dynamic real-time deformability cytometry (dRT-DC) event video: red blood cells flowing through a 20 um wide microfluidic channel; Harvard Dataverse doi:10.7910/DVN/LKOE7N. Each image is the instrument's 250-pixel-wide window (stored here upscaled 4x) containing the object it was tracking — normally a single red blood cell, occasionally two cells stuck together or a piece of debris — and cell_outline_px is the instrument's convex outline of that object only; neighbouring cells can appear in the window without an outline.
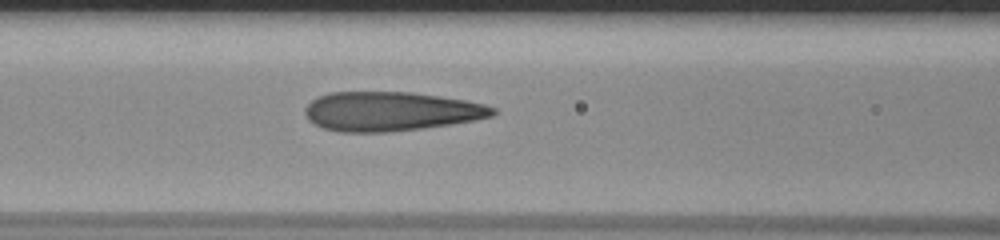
{"species": "human", "species_latin": "Homo sapiens", "temperature_condition": "room temperature", "stored_images_in_passage": 38, "camera_frame_rate_fps": 3000, "um_per_image_px": 0.085, "donor": {"sex": "male"}, "frame": {"image": 1, "passage_image": 14, "time_ms": 4.333, "image_size_px": [1000, 240], "cell_outline_px": [[496, 112], [492, 116], [476, 120], [420, 128], [388, 132], [340, 132], [324, 128], [308, 120], [304, 112], [304, 108], [316, 96], [328, 92], [412, 92], [440, 96], [464, 100], [484, 104], [496, 108]], "centroid_in_image_um": [33.18, 9.46], "position_along_channel_um": 133.4, "area_um2": 42.89}}
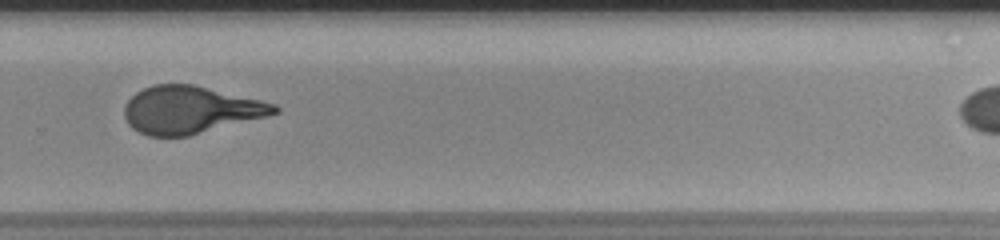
{"frame": {"image": 2, "passage_image": 28, "time_ms": 9.0, "image_size_px": [1000, 240], "cell_outline_px": [[280, 112], [268, 116], [188, 136], [148, 136], [132, 128], [128, 124], [124, 116], [124, 104], [136, 92], [152, 84], [192, 84], [260, 100], [276, 104], [280, 108]], "centroid_in_image_um": [16.17, 9.34], "position_along_channel_um": 313.6, "area_um2": 41.38}}
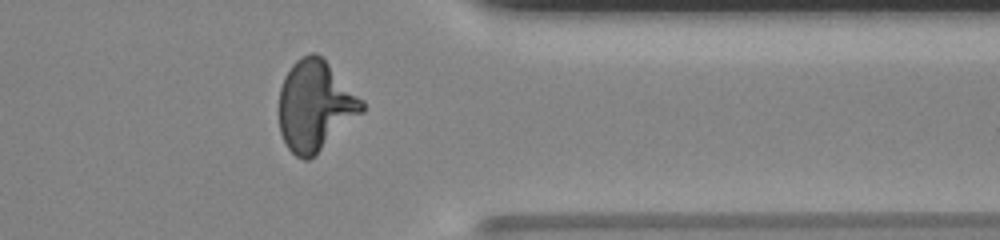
{"frame": {"image": 3, "passage_image": 34, "time_ms": 11.0, "image_size_px": [1000, 240], "cell_outline_px": [[364, 112], [308, 160], [304, 160], [296, 156], [288, 148], [280, 132], [280, 88], [284, 76], [292, 64], [296, 60], [312, 52], [316, 52], [364, 100]], "centroid_in_image_um": [26.79, 8.98], "position_along_channel_um": 384.6, "area_um2": 43.12}, "authors_computed_cell_mechanics": {"area_um2": 43.061, "velocity_mm_per_s": 3.8753, "shape_relaxation_time_tau1_ms": 7.1334, "shape_relaxation_time_tau2_ms": 0.7986, "deformation_change_tau1": 0.2862, "deformation_change_tau2": 0.0961}}